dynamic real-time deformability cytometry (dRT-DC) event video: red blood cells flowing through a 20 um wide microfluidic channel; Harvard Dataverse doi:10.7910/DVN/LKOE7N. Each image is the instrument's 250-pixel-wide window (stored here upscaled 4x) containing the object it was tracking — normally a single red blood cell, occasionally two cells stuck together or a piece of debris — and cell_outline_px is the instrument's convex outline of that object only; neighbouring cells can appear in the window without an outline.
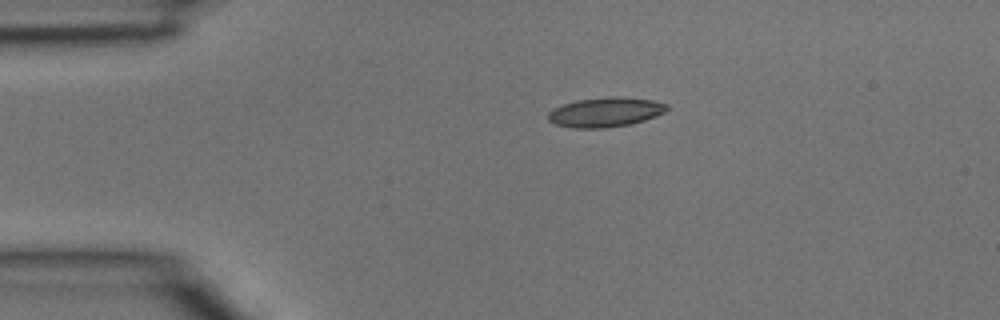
{"species": "common noctule bat (a hibernating species)", "species_latin": "Nyctalus noctula", "temperature_condition": "room temperature", "stored_images_in_passage": 2, "camera_frame_rate_fps": 3000, "um_per_image_px": 0.085, "animal": {"sex": "male", "body_mass_g": 15.6}, "frame": {"image": 1, "passage_image": 1, "time_ms": 0.0, "image_size_px": [1000, 320], "cell_outline_px": [[668, 108], [664, 112], [656, 116], [644, 120], [628, 124], [604, 128], [572, 128], [556, 124], [548, 120], [548, 112], [552, 108], [576, 100], [608, 96], [616, 96], [652, 100], [668, 104]], "centroid_in_image_um": [51.43, 9.52], "position_along_channel_um": 33.6, "area_um2": 20.46}}